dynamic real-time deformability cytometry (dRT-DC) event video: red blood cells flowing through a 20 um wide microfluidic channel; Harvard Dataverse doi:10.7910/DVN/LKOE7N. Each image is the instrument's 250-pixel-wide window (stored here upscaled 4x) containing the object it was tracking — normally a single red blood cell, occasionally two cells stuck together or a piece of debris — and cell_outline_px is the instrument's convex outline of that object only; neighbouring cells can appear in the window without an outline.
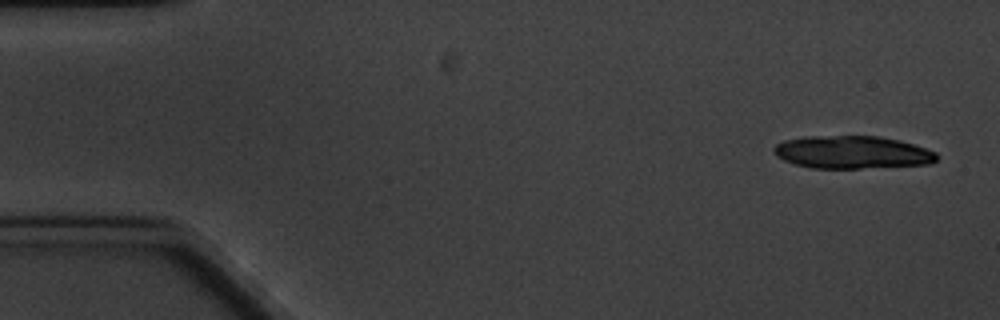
{"species": "common noctule bat (a hibernating species)", "species_latin": "Nyctalus noctula", "temperature_condition": "cold", "stored_images_in_passage": 5, "camera_frame_rate_fps": 3000, "um_per_image_px": 0.085, "animal": {"sex": "male", "body_mass_g": 20.1, "forearm_length_mm": 53.5}, "frame": {"image": 1, "passage_image": 1, "time_ms": 0.0, "image_size_px": [1000, 320], "cell_outline_px": [[940, 156], [936, 160], [928, 164], [860, 168], [812, 168], [796, 164], [784, 160], [776, 156], [772, 152], [772, 148], [776, 144], [784, 140], [804, 136], [880, 136], [900, 140], [936, 152]], "centroid_in_image_um": [72.41, 12.93], "position_along_channel_um": 12.6, "area_um2": 31.15}}
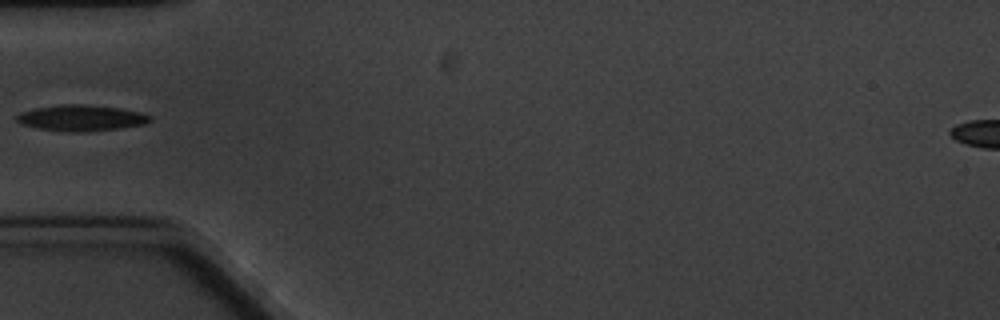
{"frame": {"image": 2, "passage_image": 5, "time_ms": 5.667, "image_size_px": [1000, 320], "cell_outline_px": [[152, 120], [144, 124], [120, 128], [84, 132], [64, 132], [36, 128], [20, 124], [16, 120], [16, 116], [20, 112], [36, 108], [60, 104], [88, 104], [120, 108], [140, 112], [152, 116]], "centroid_in_image_um": [6.89, 10.03], "position_along_channel_um": 78.1, "area_um2": 20.46}}